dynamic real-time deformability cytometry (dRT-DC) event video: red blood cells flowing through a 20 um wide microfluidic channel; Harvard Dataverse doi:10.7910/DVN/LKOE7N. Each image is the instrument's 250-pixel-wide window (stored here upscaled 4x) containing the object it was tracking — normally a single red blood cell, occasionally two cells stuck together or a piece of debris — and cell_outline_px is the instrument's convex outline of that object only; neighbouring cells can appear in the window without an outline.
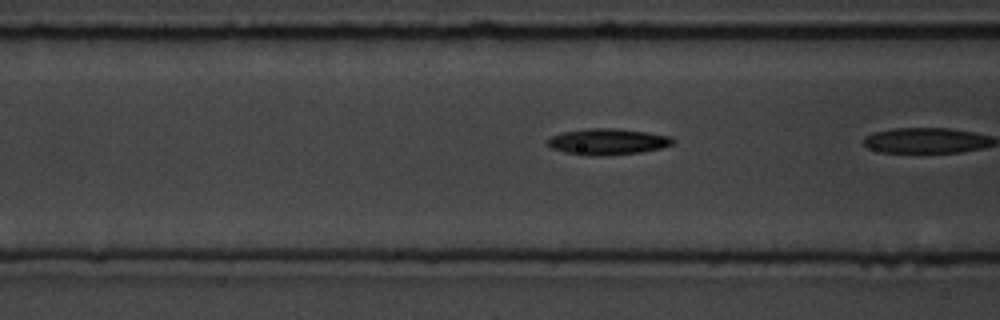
{"species": "common noctule bat (a hibernating species)", "species_latin": "Nyctalus noctula", "temperature_condition": "room temperature", "stored_images_in_passage": 7, "camera_frame_rate_fps": 3000, "um_per_image_px": 0.085, "animal": {"sex": "male", "body_mass_g": 19.5, "forearm_length_mm": 54.6}, "frame": {"image": 1, "passage_image": 6, "time_ms": 1.667, "image_size_px": [1000, 320], "cell_outline_px": [[676, 140], [672, 144], [660, 148], [640, 152], [564, 152], [552, 148], [548, 144], [548, 140], [552, 136], [564, 132], [588, 128], [612, 128], [644, 132], [672, 136]], "centroid_in_image_um": [51.72, 11.97], "position_along_channel_um": 114.9, "area_um2": 17.63}}